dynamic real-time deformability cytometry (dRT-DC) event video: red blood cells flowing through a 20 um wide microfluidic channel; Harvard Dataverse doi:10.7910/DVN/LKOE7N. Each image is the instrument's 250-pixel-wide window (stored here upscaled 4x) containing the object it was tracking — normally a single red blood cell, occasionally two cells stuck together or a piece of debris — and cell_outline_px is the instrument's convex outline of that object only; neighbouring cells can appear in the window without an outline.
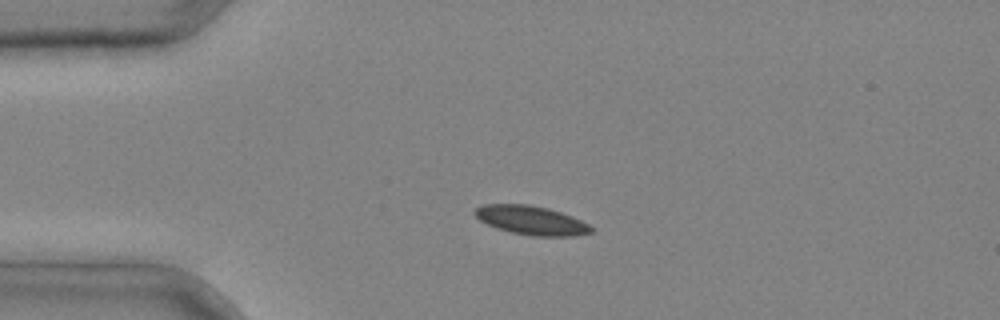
{"species": "common noctule bat (a hibernating species)", "species_latin": "Nyctalus noctula", "temperature_condition": "cold", "stored_images_in_passage": 3, "camera_frame_rate_fps": 3000, "um_per_image_px": 0.085, "animal": {"sex": "male", "body_mass_g": 20.4}, "frame": {"image": 1, "passage_image": 1, "time_ms": 0.0, "image_size_px": [1000, 320], "cell_outline_px": [[592, 232], [572, 236], [532, 236], [512, 232], [496, 228], [480, 220], [472, 212], [476, 208], [484, 204], [528, 204], [548, 208], [572, 216], [588, 224], [592, 228]], "centroid_in_image_um": [45.14, 18.72], "position_along_channel_um": 39.9, "area_um2": 19.48}}